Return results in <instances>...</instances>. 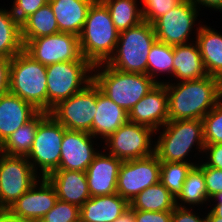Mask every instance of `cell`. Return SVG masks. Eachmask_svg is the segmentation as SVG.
I'll use <instances>...</instances> for the list:
<instances>
[{"instance_id":"1","label":"cell","mask_w":222,"mask_h":222,"mask_svg":"<svg viewBox=\"0 0 222 222\" xmlns=\"http://www.w3.org/2000/svg\"><path fill=\"white\" fill-rule=\"evenodd\" d=\"M164 80L168 95V121L202 120L222 99V81L216 77L207 75L180 82Z\"/></svg>"},{"instance_id":"24","label":"cell","mask_w":222,"mask_h":222,"mask_svg":"<svg viewBox=\"0 0 222 222\" xmlns=\"http://www.w3.org/2000/svg\"><path fill=\"white\" fill-rule=\"evenodd\" d=\"M175 82L196 80L208 75L196 41L173 46Z\"/></svg>"},{"instance_id":"13","label":"cell","mask_w":222,"mask_h":222,"mask_svg":"<svg viewBox=\"0 0 222 222\" xmlns=\"http://www.w3.org/2000/svg\"><path fill=\"white\" fill-rule=\"evenodd\" d=\"M24 51L44 66L66 61H88L82 56L79 38L71 33L34 38L24 45Z\"/></svg>"},{"instance_id":"34","label":"cell","mask_w":222,"mask_h":222,"mask_svg":"<svg viewBox=\"0 0 222 222\" xmlns=\"http://www.w3.org/2000/svg\"><path fill=\"white\" fill-rule=\"evenodd\" d=\"M202 120L205 144H222V99Z\"/></svg>"},{"instance_id":"23","label":"cell","mask_w":222,"mask_h":222,"mask_svg":"<svg viewBox=\"0 0 222 222\" xmlns=\"http://www.w3.org/2000/svg\"><path fill=\"white\" fill-rule=\"evenodd\" d=\"M95 0H52L48 2L58 23L59 32L79 36L89 8Z\"/></svg>"},{"instance_id":"2","label":"cell","mask_w":222,"mask_h":222,"mask_svg":"<svg viewBox=\"0 0 222 222\" xmlns=\"http://www.w3.org/2000/svg\"><path fill=\"white\" fill-rule=\"evenodd\" d=\"M154 138V154L160 162L199 164V161L195 160L198 162L196 163L189 159L191 157L188 155L196 150L200 153L198 156H203L205 147L203 120L168 121L162 128L155 131Z\"/></svg>"},{"instance_id":"39","label":"cell","mask_w":222,"mask_h":222,"mask_svg":"<svg viewBox=\"0 0 222 222\" xmlns=\"http://www.w3.org/2000/svg\"><path fill=\"white\" fill-rule=\"evenodd\" d=\"M203 155L199 161L203 160L208 167L222 170V144H205Z\"/></svg>"},{"instance_id":"36","label":"cell","mask_w":222,"mask_h":222,"mask_svg":"<svg viewBox=\"0 0 222 222\" xmlns=\"http://www.w3.org/2000/svg\"><path fill=\"white\" fill-rule=\"evenodd\" d=\"M182 0H140L143 21L152 24L156 19L168 13Z\"/></svg>"},{"instance_id":"11","label":"cell","mask_w":222,"mask_h":222,"mask_svg":"<svg viewBox=\"0 0 222 222\" xmlns=\"http://www.w3.org/2000/svg\"><path fill=\"white\" fill-rule=\"evenodd\" d=\"M97 85L92 81L82 91L54 106L49 114L64 128L92 135V124L97 112Z\"/></svg>"},{"instance_id":"30","label":"cell","mask_w":222,"mask_h":222,"mask_svg":"<svg viewBox=\"0 0 222 222\" xmlns=\"http://www.w3.org/2000/svg\"><path fill=\"white\" fill-rule=\"evenodd\" d=\"M210 200L206 190L203 170L198 166H194L188 173L184 182L182 192L176 198V206L197 208L209 205ZM197 206V207H195Z\"/></svg>"},{"instance_id":"45","label":"cell","mask_w":222,"mask_h":222,"mask_svg":"<svg viewBox=\"0 0 222 222\" xmlns=\"http://www.w3.org/2000/svg\"><path fill=\"white\" fill-rule=\"evenodd\" d=\"M114 222H136L134 217V209L129 207Z\"/></svg>"},{"instance_id":"22","label":"cell","mask_w":222,"mask_h":222,"mask_svg":"<svg viewBox=\"0 0 222 222\" xmlns=\"http://www.w3.org/2000/svg\"><path fill=\"white\" fill-rule=\"evenodd\" d=\"M129 207V202L117 193L90 197L80 207V222H114Z\"/></svg>"},{"instance_id":"43","label":"cell","mask_w":222,"mask_h":222,"mask_svg":"<svg viewBox=\"0 0 222 222\" xmlns=\"http://www.w3.org/2000/svg\"><path fill=\"white\" fill-rule=\"evenodd\" d=\"M193 3L201 10V8L210 10L213 9L212 11H218L222 12V0H192Z\"/></svg>"},{"instance_id":"8","label":"cell","mask_w":222,"mask_h":222,"mask_svg":"<svg viewBox=\"0 0 222 222\" xmlns=\"http://www.w3.org/2000/svg\"><path fill=\"white\" fill-rule=\"evenodd\" d=\"M198 16L200 17V10L193 1L182 0L176 7L152 23L157 40L171 46L194 42L195 35L204 23L197 18ZM192 33L195 37L190 38Z\"/></svg>"},{"instance_id":"9","label":"cell","mask_w":222,"mask_h":222,"mask_svg":"<svg viewBox=\"0 0 222 222\" xmlns=\"http://www.w3.org/2000/svg\"><path fill=\"white\" fill-rule=\"evenodd\" d=\"M64 128L50 114L37 127L31 151L26 156L40 177H47L58 169Z\"/></svg>"},{"instance_id":"18","label":"cell","mask_w":222,"mask_h":222,"mask_svg":"<svg viewBox=\"0 0 222 222\" xmlns=\"http://www.w3.org/2000/svg\"><path fill=\"white\" fill-rule=\"evenodd\" d=\"M101 149L85 171L91 197L117 193L118 173L123 161Z\"/></svg>"},{"instance_id":"31","label":"cell","mask_w":222,"mask_h":222,"mask_svg":"<svg viewBox=\"0 0 222 222\" xmlns=\"http://www.w3.org/2000/svg\"><path fill=\"white\" fill-rule=\"evenodd\" d=\"M109 10L112 22L121 32L142 21L141 2L137 0H101Z\"/></svg>"},{"instance_id":"29","label":"cell","mask_w":222,"mask_h":222,"mask_svg":"<svg viewBox=\"0 0 222 222\" xmlns=\"http://www.w3.org/2000/svg\"><path fill=\"white\" fill-rule=\"evenodd\" d=\"M129 204L134 210L173 211L176 198L159 182L140 192Z\"/></svg>"},{"instance_id":"20","label":"cell","mask_w":222,"mask_h":222,"mask_svg":"<svg viewBox=\"0 0 222 222\" xmlns=\"http://www.w3.org/2000/svg\"><path fill=\"white\" fill-rule=\"evenodd\" d=\"M97 112L92 124V136L103 142L108 136L117 131L129 121V114L112 101L97 86Z\"/></svg>"},{"instance_id":"32","label":"cell","mask_w":222,"mask_h":222,"mask_svg":"<svg viewBox=\"0 0 222 222\" xmlns=\"http://www.w3.org/2000/svg\"><path fill=\"white\" fill-rule=\"evenodd\" d=\"M168 74V78L173 77V46L156 40L152 45L147 57V74L157 83L164 84L161 77ZM161 74V75H160ZM160 77V79L158 78Z\"/></svg>"},{"instance_id":"35","label":"cell","mask_w":222,"mask_h":222,"mask_svg":"<svg viewBox=\"0 0 222 222\" xmlns=\"http://www.w3.org/2000/svg\"><path fill=\"white\" fill-rule=\"evenodd\" d=\"M80 208L57 200L54 207L39 222H80Z\"/></svg>"},{"instance_id":"10","label":"cell","mask_w":222,"mask_h":222,"mask_svg":"<svg viewBox=\"0 0 222 222\" xmlns=\"http://www.w3.org/2000/svg\"><path fill=\"white\" fill-rule=\"evenodd\" d=\"M154 136L152 128L128 121L100 144L107 153L122 161L140 159L154 154Z\"/></svg>"},{"instance_id":"28","label":"cell","mask_w":222,"mask_h":222,"mask_svg":"<svg viewBox=\"0 0 222 222\" xmlns=\"http://www.w3.org/2000/svg\"><path fill=\"white\" fill-rule=\"evenodd\" d=\"M57 33H59L58 23L49 3L21 23V36L24 45L31 39Z\"/></svg>"},{"instance_id":"42","label":"cell","mask_w":222,"mask_h":222,"mask_svg":"<svg viewBox=\"0 0 222 222\" xmlns=\"http://www.w3.org/2000/svg\"><path fill=\"white\" fill-rule=\"evenodd\" d=\"M11 59L0 58V97L9 93Z\"/></svg>"},{"instance_id":"44","label":"cell","mask_w":222,"mask_h":222,"mask_svg":"<svg viewBox=\"0 0 222 222\" xmlns=\"http://www.w3.org/2000/svg\"><path fill=\"white\" fill-rule=\"evenodd\" d=\"M213 202V204H211ZM210 210L218 216V221H222V192L216 194L210 199ZM214 205V206H213Z\"/></svg>"},{"instance_id":"3","label":"cell","mask_w":222,"mask_h":222,"mask_svg":"<svg viewBox=\"0 0 222 222\" xmlns=\"http://www.w3.org/2000/svg\"><path fill=\"white\" fill-rule=\"evenodd\" d=\"M78 38L82 56L93 66L106 63L113 55L119 31L101 0H95L92 3Z\"/></svg>"},{"instance_id":"5","label":"cell","mask_w":222,"mask_h":222,"mask_svg":"<svg viewBox=\"0 0 222 222\" xmlns=\"http://www.w3.org/2000/svg\"><path fill=\"white\" fill-rule=\"evenodd\" d=\"M156 40L152 24L146 21L121 31L115 51L106 64L122 72L147 74V57Z\"/></svg>"},{"instance_id":"38","label":"cell","mask_w":222,"mask_h":222,"mask_svg":"<svg viewBox=\"0 0 222 222\" xmlns=\"http://www.w3.org/2000/svg\"><path fill=\"white\" fill-rule=\"evenodd\" d=\"M198 166L203 170L206 190L209 200L216 194L222 192V170L208 167L203 160Z\"/></svg>"},{"instance_id":"46","label":"cell","mask_w":222,"mask_h":222,"mask_svg":"<svg viewBox=\"0 0 222 222\" xmlns=\"http://www.w3.org/2000/svg\"><path fill=\"white\" fill-rule=\"evenodd\" d=\"M0 222H24L12 216L7 210H0Z\"/></svg>"},{"instance_id":"16","label":"cell","mask_w":222,"mask_h":222,"mask_svg":"<svg viewBox=\"0 0 222 222\" xmlns=\"http://www.w3.org/2000/svg\"><path fill=\"white\" fill-rule=\"evenodd\" d=\"M95 140L98 141L90 133L66 130L63 135L60 164L57 170L85 172L100 151L101 146Z\"/></svg>"},{"instance_id":"4","label":"cell","mask_w":222,"mask_h":222,"mask_svg":"<svg viewBox=\"0 0 222 222\" xmlns=\"http://www.w3.org/2000/svg\"><path fill=\"white\" fill-rule=\"evenodd\" d=\"M93 81L104 94L127 112L157 85L148 74L122 72L106 63L93 66Z\"/></svg>"},{"instance_id":"7","label":"cell","mask_w":222,"mask_h":222,"mask_svg":"<svg viewBox=\"0 0 222 222\" xmlns=\"http://www.w3.org/2000/svg\"><path fill=\"white\" fill-rule=\"evenodd\" d=\"M47 113L63 100L82 91L93 81L89 61H66L46 66Z\"/></svg>"},{"instance_id":"15","label":"cell","mask_w":222,"mask_h":222,"mask_svg":"<svg viewBox=\"0 0 222 222\" xmlns=\"http://www.w3.org/2000/svg\"><path fill=\"white\" fill-rule=\"evenodd\" d=\"M58 200L55 188L45 177L15 201L7 211L24 222H39Z\"/></svg>"},{"instance_id":"21","label":"cell","mask_w":222,"mask_h":222,"mask_svg":"<svg viewBox=\"0 0 222 222\" xmlns=\"http://www.w3.org/2000/svg\"><path fill=\"white\" fill-rule=\"evenodd\" d=\"M46 178L55 188L58 200L80 208L91 197L86 172L55 170Z\"/></svg>"},{"instance_id":"41","label":"cell","mask_w":222,"mask_h":222,"mask_svg":"<svg viewBox=\"0 0 222 222\" xmlns=\"http://www.w3.org/2000/svg\"><path fill=\"white\" fill-rule=\"evenodd\" d=\"M136 222H172V211H142L134 210Z\"/></svg>"},{"instance_id":"12","label":"cell","mask_w":222,"mask_h":222,"mask_svg":"<svg viewBox=\"0 0 222 222\" xmlns=\"http://www.w3.org/2000/svg\"><path fill=\"white\" fill-rule=\"evenodd\" d=\"M39 179L26 156L0 152V210H7Z\"/></svg>"},{"instance_id":"47","label":"cell","mask_w":222,"mask_h":222,"mask_svg":"<svg viewBox=\"0 0 222 222\" xmlns=\"http://www.w3.org/2000/svg\"><path fill=\"white\" fill-rule=\"evenodd\" d=\"M208 209V213H205V219L207 222H222V221H218V216H216L211 210Z\"/></svg>"},{"instance_id":"19","label":"cell","mask_w":222,"mask_h":222,"mask_svg":"<svg viewBox=\"0 0 222 222\" xmlns=\"http://www.w3.org/2000/svg\"><path fill=\"white\" fill-rule=\"evenodd\" d=\"M39 112L33 105L10 92L0 97V145Z\"/></svg>"},{"instance_id":"27","label":"cell","mask_w":222,"mask_h":222,"mask_svg":"<svg viewBox=\"0 0 222 222\" xmlns=\"http://www.w3.org/2000/svg\"><path fill=\"white\" fill-rule=\"evenodd\" d=\"M48 114L47 112H39L32 120L14 131L0 145V152L9 156H27L31 151L38 124Z\"/></svg>"},{"instance_id":"33","label":"cell","mask_w":222,"mask_h":222,"mask_svg":"<svg viewBox=\"0 0 222 222\" xmlns=\"http://www.w3.org/2000/svg\"><path fill=\"white\" fill-rule=\"evenodd\" d=\"M198 164L184 162H161L160 182L177 198L191 169Z\"/></svg>"},{"instance_id":"17","label":"cell","mask_w":222,"mask_h":222,"mask_svg":"<svg viewBox=\"0 0 222 222\" xmlns=\"http://www.w3.org/2000/svg\"><path fill=\"white\" fill-rule=\"evenodd\" d=\"M129 121L159 130L168 122V95L165 84L155 85L128 112Z\"/></svg>"},{"instance_id":"40","label":"cell","mask_w":222,"mask_h":222,"mask_svg":"<svg viewBox=\"0 0 222 222\" xmlns=\"http://www.w3.org/2000/svg\"><path fill=\"white\" fill-rule=\"evenodd\" d=\"M190 207H178L176 206L172 211V222H203L205 220V214L199 215L198 210ZM196 210V211H194Z\"/></svg>"},{"instance_id":"26","label":"cell","mask_w":222,"mask_h":222,"mask_svg":"<svg viewBox=\"0 0 222 222\" xmlns=\"http://www.w3.org/2000/svg\"><path fill=\"white\" fill-rule=\"evenodd\" d=\"M3 7L0 6V58L12 59L24 50L21 24L9 8Z\"/></svg>"},{"instance_id":"6","label":"cell","mask_w":222,"mask_h":222,"mask_svg":"<svg viewBox=\"0 0 222 222\" xmlns=\"http://www.w3.org/2000/svg\"><path fill=\"white\" fill-rule=\"evenodd\" d=\"M9 92L47 112L46 66L35 61L24 50L11 59Z\"/></svg>"},{"instance_id":"25","label":"cell","mask_w":222,"mask_h":222,"mask_svg":"<svg viewBox=\"0 0 222 222\" xmlns=\"http://www.w3.org/2000/svg\"><path fill=\"white\" fill-rule=\"evenodd\" d=\"M214 29L202 23L196 42L208 75L222 81V34Z\"/></svg>"},{"instance_id":"14","label":"cell","mask_w":222,"mask_h":222,"mask_svg":"<svg viewBox=\"0 0 222 222\" xmlns=\"http://www.w3.org/2000/svg\"><path fill=\"white\" fill-rule=\"evenodd\" d=\"M161 162L155 154L123 161L119 168L117 194L129 203L143 190L160 182Z\"/></svg>"},{"instance_id":"37","label":"cell","mask_w":222,"mask_h":222,"mask_svg":"<svg viewBox=\"0 0 222 222\" xmlns=\"http://www.w3.org/2000/svg\"><path fill=\"white\" fill-rule=\"evenodd\" d=\"M11 8L12 15L21 24L30 15L34 14L38 9L45 6L47 0H12Z\"/></svg>"}]
</instances>
